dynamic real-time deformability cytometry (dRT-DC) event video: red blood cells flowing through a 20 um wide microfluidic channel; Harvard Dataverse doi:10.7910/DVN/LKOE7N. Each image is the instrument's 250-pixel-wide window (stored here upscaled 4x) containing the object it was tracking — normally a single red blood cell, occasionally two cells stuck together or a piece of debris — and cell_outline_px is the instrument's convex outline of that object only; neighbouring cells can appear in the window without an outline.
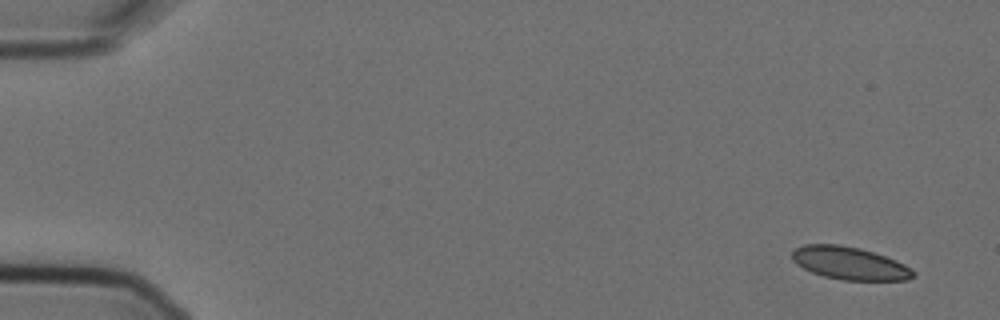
{"species": "Egyptian fruit bat (a non-hibernating species)", "species_latin": "Rousettus aegyptiacus", "temperature_condition": "cold", "stored_images_in_passage": 5, "camera_frame_rate_fps": 3000, "um_per_image_px": 0.085, "animal": {"sex": "female"}, "frame": {"image": 1, "passage_image": 1, "time_ms": 0.0, "image_size_px": [1000, 320], "cell_outline_px": [[916, 276], [908, 280], [844, 280], [824, 276], [812, 272], [796, 264], [792, 260], [792, 252], [796, 248], [804, 244], [840, 244], [860, 248], [896, 260], [912, 268], [916, 272]], "centroid_in_image_um": [72.24, 22.37], "position_along_channel_um": 12.8, "area_um2": 23.18}}
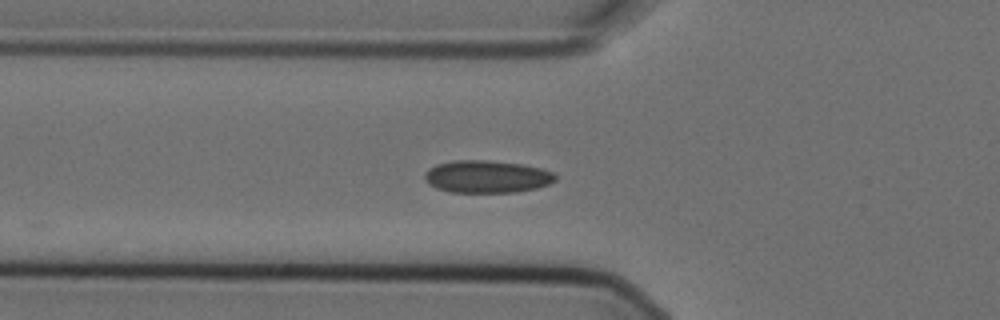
{"frame": {"image": 2, "passage_image": 5, "time_ms": 1.333, "image_size_px": [1000, 320], "cell_outline_px": [[556, 180], [548, 184], [536, 188], [516, 192], [448, 192], [436, 188], [428, 184], [424, 180], [424, 172], [428, 168], [436, 164], [456, 160], [484, 160], [524, 164], [540, 168], [552, 172], [556, 176]], "centroid_in_image_um": [41.34, 15.01], "position_along_channel_um": 84.5, "area_um2": 24.85}}